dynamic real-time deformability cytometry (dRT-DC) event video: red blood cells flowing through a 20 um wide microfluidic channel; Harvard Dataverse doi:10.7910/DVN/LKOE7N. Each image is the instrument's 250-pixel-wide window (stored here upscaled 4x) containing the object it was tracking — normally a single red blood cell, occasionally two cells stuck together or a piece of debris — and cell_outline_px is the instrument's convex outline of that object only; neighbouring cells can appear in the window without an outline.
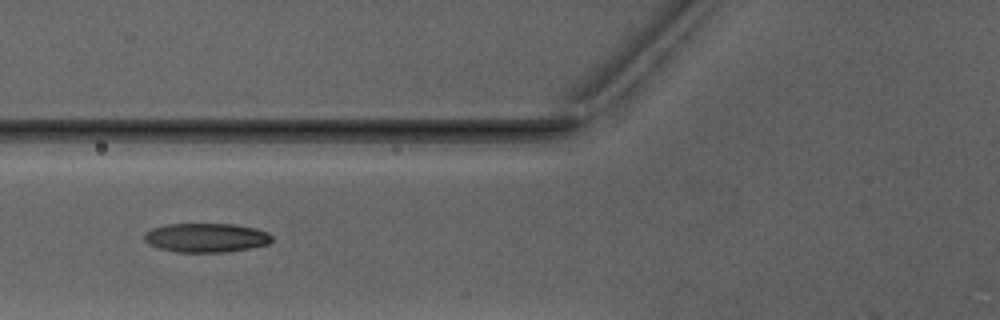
{"species": "Egyptian fruit bat (a non-hibernating species)", "species_latin": "Rousettus aegyptiacus", "temperature_condition": "warm", "stored_images_in_passage": 5, "camera_frame_rate_fps": 3000, "um_per_image_px": 0.085, "animal": {"sex": "male"}, "frame": {"image": 1, "passage_image": 5, "time_ms": 5.667, "image_size_px": [1000, 320], "cell_outline_px": [[272, 240], [268, 244], [252, 248], [224, 252], [176, 252], [160, 248], [148, 244], [144, 240], [144, 232], [152, 228], [168, 224], [232, 224], [256, 228], [268, 232], [272, 236]], "centroid_in_image_um": [17.52, 20.2], "position_along_channel_um": 108.3, "area_um2": 21.73}}